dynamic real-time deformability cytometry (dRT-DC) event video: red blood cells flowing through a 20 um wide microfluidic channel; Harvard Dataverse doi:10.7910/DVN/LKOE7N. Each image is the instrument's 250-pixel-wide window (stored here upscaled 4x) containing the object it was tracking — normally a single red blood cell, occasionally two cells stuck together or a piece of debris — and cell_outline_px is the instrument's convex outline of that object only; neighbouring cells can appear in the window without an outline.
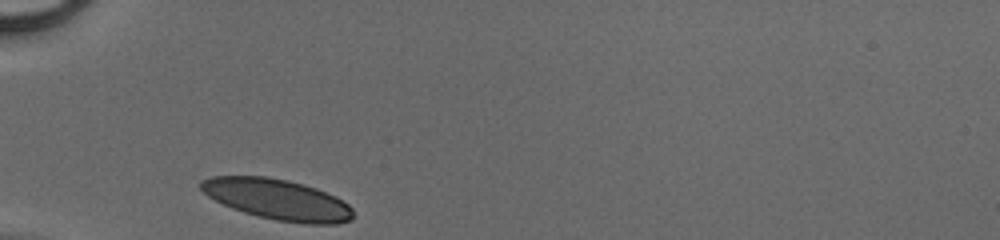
{"species": "human", "species_latin": "Homo sapiens", "temperature_condition": "cold", "stored_images_in_passage": 25, "camera_frame_rate_fps": 3000, "um_per_image_px": 0.085, "donor": {"sex": "male"}, "frame": {"image": 1, "passage_image": 1, "time_ms": 0.0, "image_size_px": [1000, 240], "cell_outline_px": [[352, 220], [336, 224], [304, 224], [276, 220], [244, 212], [232, 208], [208, 196], [200, 188], [200, 180], [212, 176], [264, 176], [288, 180], [304, 184], [316, 188], [336, 196], [348, 204], [352, 208]], "centroid_in_image_um": [23.6, 16.95], "position_along_channel_um": 61.4, "area_um2": 36.01}}
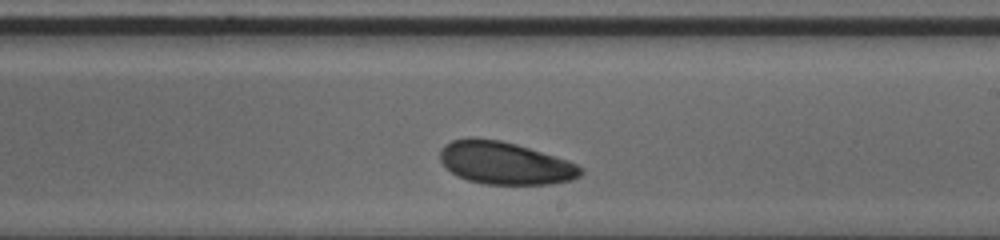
{"frame": {"image": 2, "passage_image": 15, "time_ms": 4.667, "image_size_px": [1000, 240], "cell_outline_px": [[584, 172], [580, 176], [572, 180], [548, 184], [484, 184], [468, 180], [456, 176], [440, 160], [440, 148], [444, 144], [452, 140], [468, 136], [472, 136], [500, 140], [516, 144], [568, 160], [584, 168]], "centroid_in_image_um": [42.91, 13.84], "position_along_channel_um": 246.1, "area_um2": 35.14}}
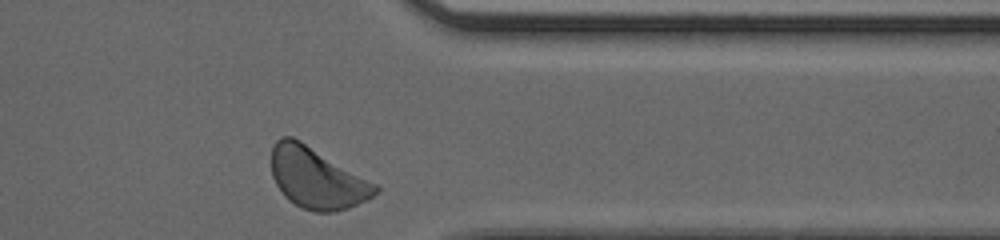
{"frame": {"image": 3, "passage_image": 25, "time_ms": 8.0, "image_size_px": [1000, 240], "cell_outline_px": [[380, 192], [348, 208], [336, 212], [316, 212], [304, 208], [288, 200], [284, 196], [276, 184], [272, 176], [272, 144], [280, 136], [292, 136], [300, 140], [376, 184], [380, 188]], "centroid_in_image_um": [26.9, 15.13], "position_along_channel_um": 384.5, "area_um2": 36.59}}